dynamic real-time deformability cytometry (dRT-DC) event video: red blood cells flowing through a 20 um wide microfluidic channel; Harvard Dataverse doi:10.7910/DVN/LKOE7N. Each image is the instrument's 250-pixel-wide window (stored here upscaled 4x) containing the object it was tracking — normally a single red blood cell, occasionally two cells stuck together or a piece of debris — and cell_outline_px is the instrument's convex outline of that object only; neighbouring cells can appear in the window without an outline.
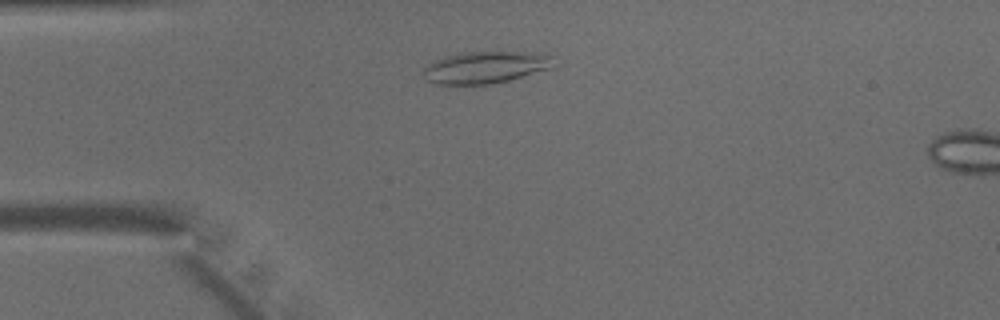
{"species": "common noctule bat (a hibernating species)", "species_latin": "Nyctalus noctula", "temperature_condition": "warm", "stored_images_in_passage": 10, "camera_frame_rate_fps": 3000, "um_per_image_px": 0.085, "animal": {"sex": "male", "body_mass_g": 15.6}, "frame": {"image": 1, "passage_image": 7, "time_ms": 2.0, "image_size_px": [1000, 320], "cell_outline_px": [[556, 56], [552, 68], [508, 80], [492, 84], [436, 84], [428, 80], [424, 72], [424, 68], [432, 60], [444, 56], [464, 52], [544, 52]], "centroid_in_image_um": [41.33, 5.7], "position_along_channel_um": 43.7, "area_um2": 24.45}}